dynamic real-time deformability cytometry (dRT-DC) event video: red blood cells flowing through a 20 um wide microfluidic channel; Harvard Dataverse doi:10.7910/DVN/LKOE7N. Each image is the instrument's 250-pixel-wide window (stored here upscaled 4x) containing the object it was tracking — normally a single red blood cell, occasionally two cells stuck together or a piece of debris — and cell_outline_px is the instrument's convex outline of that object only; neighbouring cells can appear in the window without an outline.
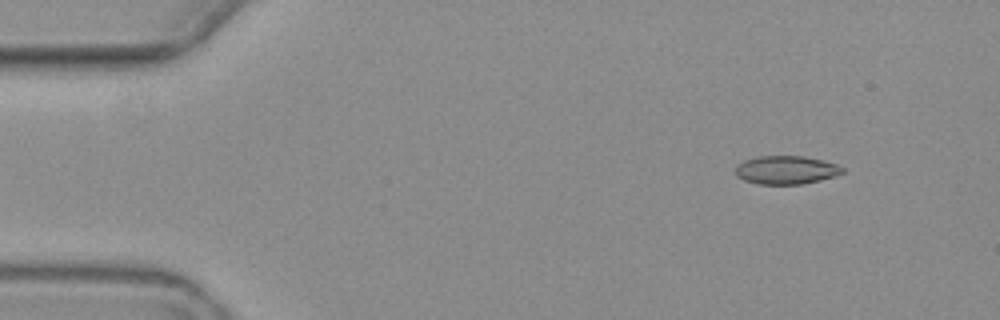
{"species": "common noctule bat (a hibernating species)", "species_latin": "Nyctalus noctula", "temperature_condition": "warm", "stored_images_in_passage": 4, "camera_frame_rate_fps": 3000, "um_per_image_px": 0.085, "animal": {"sex": "female", "body_mass_g": 19.3, "forearm_length_mm": 54.1}, "frame": {"image": 1, "passage_image": 2, "time_ms": 1.333, "image_size_px": [1000, 320], "cell_outline_px": [[844, 172], [820, 180], [800, 184], [760, 184], [744, 180], [736, 176], [736, 164], [744, 160], [760, 156], [804, 156], [836, 164], [844, 168]], "centroid_in_image_um": [66.78, 14.44], "position_along_channel_um": 18.2, "area_um2": 17.51}}
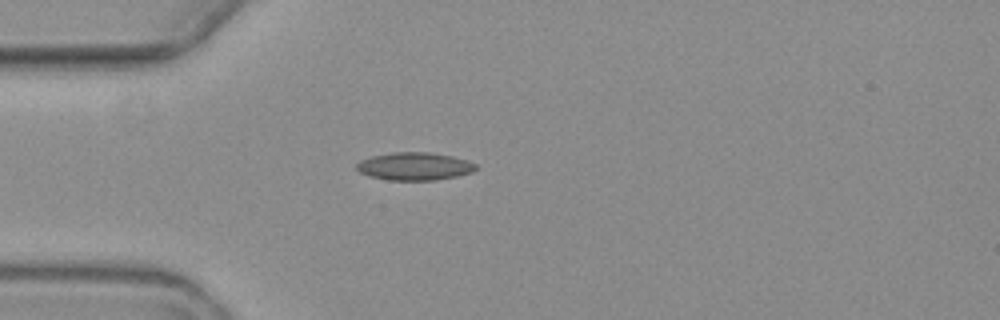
{"frame": {"image": 2, "passage_image": 4, "time_ms": 4.667, "image_size_px": [1000, 320], "cell_outline_px": [[476, 168], [472, 172], [456, 176], [436, 180], [388, 180], [368, 176], [360, 172], [356, 168], [356, 164], [360, 160], [372, 156], [392, 152], [428, 152], [452, 156], [476, 164]], "centroid_in_image_um": [35.19, 14.14], "position_along_channel_um": 49.8, "area_um2": 19.25}}